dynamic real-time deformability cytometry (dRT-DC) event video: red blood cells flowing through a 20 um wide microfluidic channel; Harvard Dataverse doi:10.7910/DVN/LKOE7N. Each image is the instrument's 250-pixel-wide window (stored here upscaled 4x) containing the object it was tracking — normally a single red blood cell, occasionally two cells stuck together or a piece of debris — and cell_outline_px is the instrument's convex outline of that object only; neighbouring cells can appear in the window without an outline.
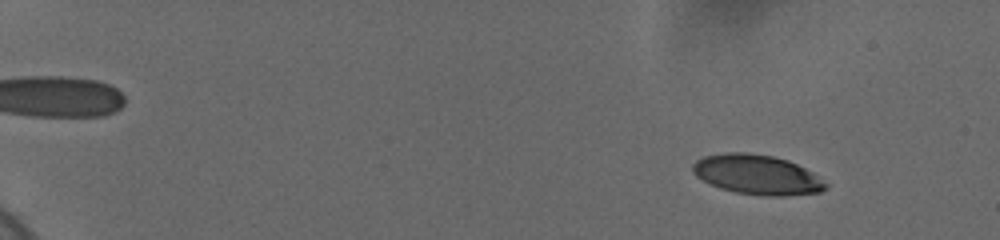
{"species": "human", "species_latin": "Homo sapiens", "temperature_condition": "cold", "stored_images_in_passage": 59, "camera_frame_rate_fps": 3000, "um_per_image_px": 0.085, "donor": {"sex": "female"}, "frame": {"image": 1, "passage_image": 7, "time_ms": 2.0, "image_size_px": [1000, 240], "cell_outline_px": [[828, 188], [820, 192], [784, 196], [768, 196], [736, 192], [720, 188], [696, 176], [692, 172], [692, 164], [696, 160], [704, 156], [724, 152], [744, 152], [772, 156], [788, 160], [812, 172], [828, 184]], "centroid_in_image_um": [64.35, 14.84], "position_along_channel_um": 20.7, "area_um2": 30.69}}
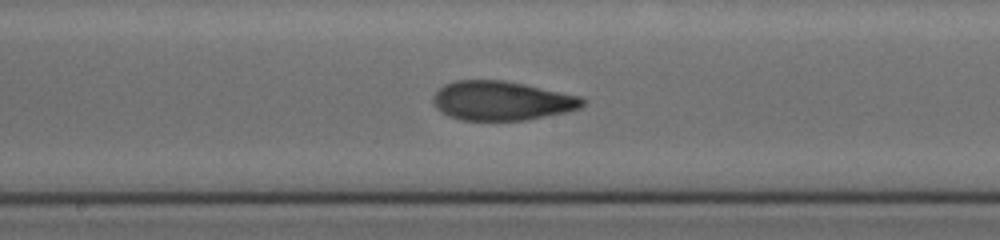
{"frame": {"image": 2, "passage_image": 35, "time_ms": 11.333, "image_size_px": [1000, 240], "cell_outline_px": [[584, 104], [580, 108], [564, 112], [524, 120], [460, 120], [448, 116], [436, 108], [432, 100], [432, 96], [444, 84], [456, 80], [504, 80], [524, 84], [580, 96], [584, 100]], "centroid_in_image_um": [42.6, 8.56], "position_along_channel_um": 205.6, "area_um2": 33.99}}
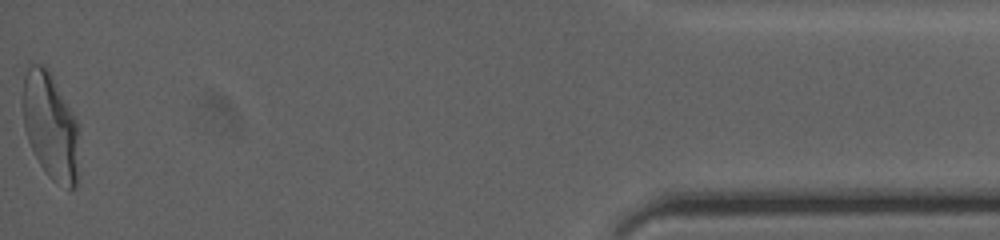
{"frame": {"image": 3, "passage_image": 59, "time_ms": 19.333, "image_size_px": [1000, 240], "cell_outline_px": [[80, 128], [76, 184], [72, 188], [68, 188], [52, 180], [48, 176], [40, 164], [28, 140], [24, 128], [24, 76], [28, 60], [44, 64], [48, 68], [72, 112]], "centroid_in_image_um": [4.3, 10.66], "position_along_channel_um": 430.9, "area_um2": 35.03}, "authors_computed_cell_mechanics": {"area_um2": 33.0616, "velocity_mm_per_s": 3.6954, "shape_relaxation_time_tau1_ms": 6.2914, "shape_relaxation_time_tau2_ms": 1.2505, "deformation_change_tau1": 0.2378, "deformation_change_tau2": 0.0734}}